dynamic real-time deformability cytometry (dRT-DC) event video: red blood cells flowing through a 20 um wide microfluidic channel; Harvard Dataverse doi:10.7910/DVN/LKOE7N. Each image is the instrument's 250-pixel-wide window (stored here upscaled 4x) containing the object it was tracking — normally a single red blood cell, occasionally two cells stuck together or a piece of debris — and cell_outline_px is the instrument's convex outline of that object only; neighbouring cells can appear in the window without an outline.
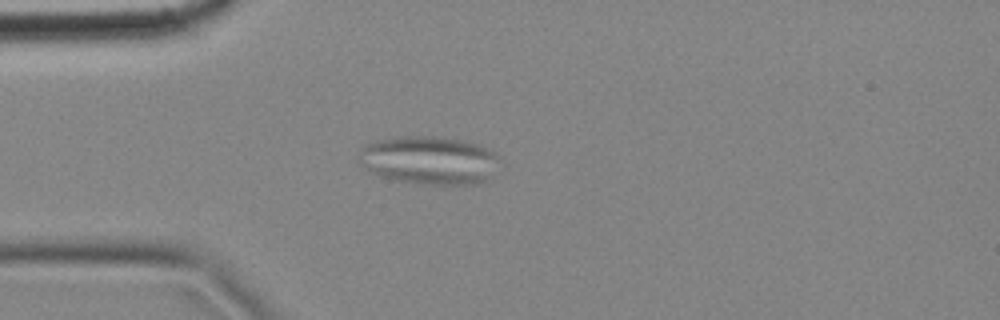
{"species": "common noctule bat (a hibernating species)", "species_latin": "Nyctalus noctula", "temperature_condition": "cold", "stored_images_in_passage": 5, "camera_frame_rate_fps": 3000, "um_per_image_px": 0.085, "animal": {"sex": "female", "body_mass_g": 18.4}, "frame": {"image": 1, "passage_image": 5, "time_ms": 1.333, "image_size_px": [1000, 320], "cell_outline_px": [[496, 156], [484, 180], [480, 184], [416, 184], [392, 180], [380, 176], [360, 164], [356, 160], [364, 144], [376, 140], [400, 136], [436, 136], [460, 140], [476, 144], [496, 152]], "centroid_in_image_um": [36.33, 13.61], "position_along_channel_um": 48.7, "area_um2": 39.02}}